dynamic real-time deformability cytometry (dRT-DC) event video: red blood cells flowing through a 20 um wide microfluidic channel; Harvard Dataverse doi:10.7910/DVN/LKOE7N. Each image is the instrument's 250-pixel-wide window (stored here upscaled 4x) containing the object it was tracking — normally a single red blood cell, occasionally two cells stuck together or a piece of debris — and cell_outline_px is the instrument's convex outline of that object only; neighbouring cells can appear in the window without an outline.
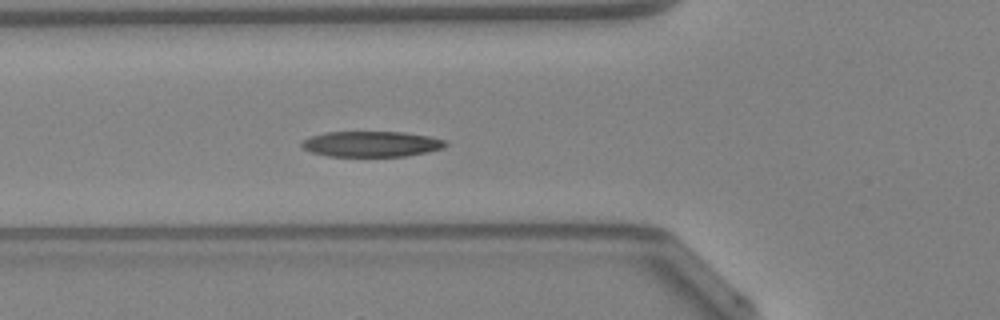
{"species": "Egyptian fruit bat (a non-hibernating species)", "species_latin": "Rousettus aegyptiacus", "temperature_condition": "warm", "stored_images_in_passage": 39, "camera_frame_rate_fps": 3000, "um_per_image_px": 0.085, "animal": {"sex": "female"}, "frame": {"image": 1, "passage_image": 12, "time_ms": 3.667, "image_size_px": [1000, 320], "cell_outline_px": [[448, 144], [440, 148], [428, 152], [404, 156], [328, 156], [312, 152], [304, 148], [300, 144], [304, 140], [312, 136], [324, 132], [404, 132], [428, 136], [444, 140]], "centroid_in_image_um": [31.56, 12.24], "position_along_channel_um": 94.2, "area_um2": 21.21}, "authors_computed_cell_mechanics": {"area_um2": 21.964, "velocity_mm_per_s": 4.2338, "shape_relaxation_time_tau1_ms": 3.7577, "shape_relaxation_time_tau2_ms": 2.2106, "deformation_change_tau1": 0.1389, "deformation_change_tau2": 0.09}}